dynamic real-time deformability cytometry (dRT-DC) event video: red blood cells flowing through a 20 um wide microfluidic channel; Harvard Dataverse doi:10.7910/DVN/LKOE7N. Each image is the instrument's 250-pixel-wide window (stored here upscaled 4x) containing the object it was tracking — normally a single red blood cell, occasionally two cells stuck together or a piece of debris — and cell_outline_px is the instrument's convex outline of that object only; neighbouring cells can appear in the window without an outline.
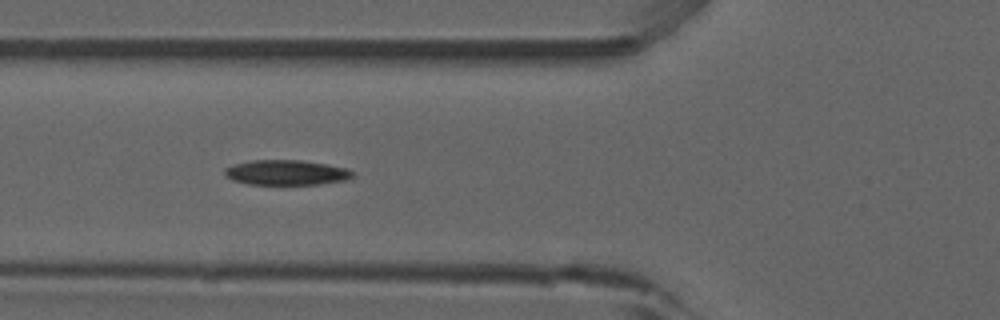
{"species": "common noctule bat (a hibernating species)", "species_latin": "Nyctalus noctula", "temperature_condition": "room temperature", "stored_images_in_passage": 38, "camera_frame_rate_fps": 3000, "um_per_image_px": 0.085, "animal": {"sex": "male", "forearm_length_mm": 52.5}, "frame": {"image": 1, "passage_image": 12, "time_ms": 3.667, "image_size_px": [1000, 320], "cell_outline_px": [[352, 176], [348, 180], [316, 184], [248, 184], [232, 180], [224, 176], [224, 168], [236, 164], [252, 160], [300, 160], [348, 168], [352, 172]], "centroid_in_image_um": [24.3, 14.67], "position_along_channel_um": 101.5, "area_um2": 18.55}, "authors_computed_cell_mechanics": {"area_um2": 19.6809, "velocity_mm_per_s": 3.8262, "shape_relaxation_time_tau1_ms": null, "shape_relaxation_time_tau2_ms": 2.2605, "deformation_change_tau1": null, "deformation_change_tau2": 0.0503}}